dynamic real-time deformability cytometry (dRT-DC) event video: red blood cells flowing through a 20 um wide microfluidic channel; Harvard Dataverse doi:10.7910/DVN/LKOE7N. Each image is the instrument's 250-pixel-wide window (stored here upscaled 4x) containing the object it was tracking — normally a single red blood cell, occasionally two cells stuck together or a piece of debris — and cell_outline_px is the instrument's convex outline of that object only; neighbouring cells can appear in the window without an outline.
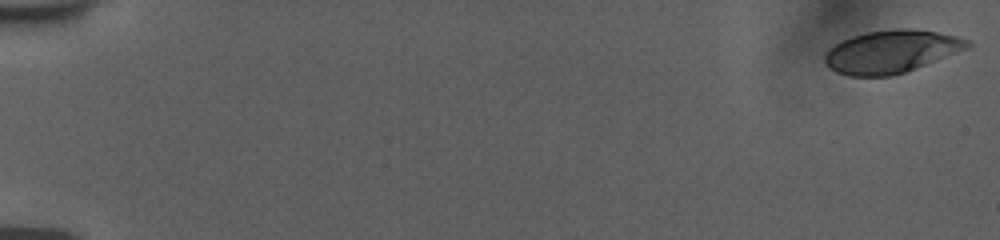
{"species": "human", "species_latin": "Homo sapiens", "temperature_condition": "room temperature", "stored_images_in_passage": 56, "camera_frame_rate_fps": 3000, "um_per_image_px": 0.085, "donor": {"sex": "female"}, "frame": {"image": 1, "passage_image": 1, "time_ms": 0.0, "image_size_px": [1000, 240], "cell_outline_px": [[972, 44], [968, 48], [916, 68], [892, 76], [848, 76], [836, 72], [828, 68], [824, 64], [824, 56], [828, 48], [840, 40], [852, 36], [868, 32], [892, 28], [908, 28], [936, 32], [956, 36], [968, 40]], "centroid_in_image_um": [75.7, 4.38], "position_along_channel_um": 9.3, "area_um2": 35.66}}
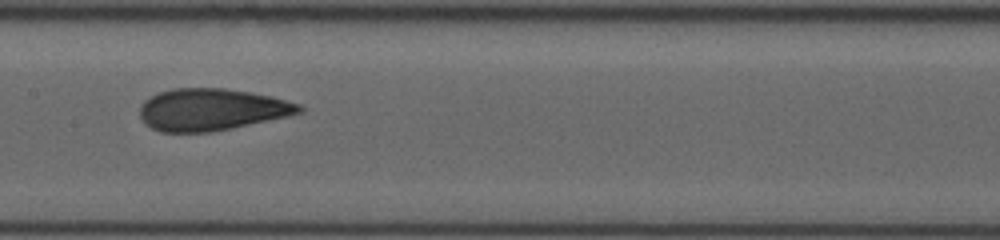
{"frame": {"image": 2, "passage_image": 30, "time_ms": 9.667, "image_size_px": [1000, 240], "cell_outline_px": [[304, 112], [288, 116], [232, 128], [212, 132], [160, 132], [144, 124], [140, 116], [140, 104], [144, 100], [160, 92], [172, 88], [224, 88], [272, 96], [300, 104], [304, 108]], "centroid_in_image_um": [17.98, 9.32], "position_along_channel_um": 189.4, "area_um2": 39.07}}
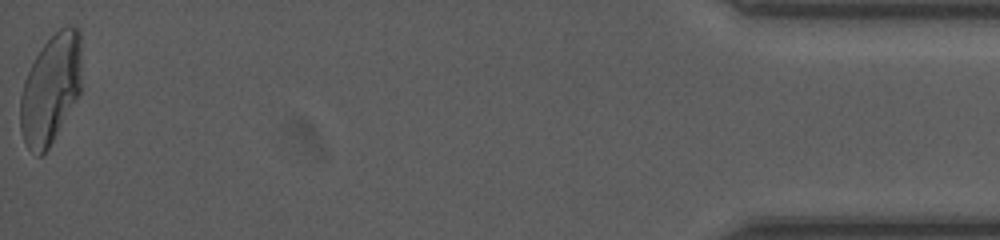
{"frame": {"image": 3, "passage_image": 56, "time_ms": 18.333, "image_size_px": [1000, 240], "cell_outline_px": [[80, 96], [48, 148], [40, 156], [36, 156], [24, 144], [20, 132], [20, 96], [24, 80], [36, 56], [44, 44], [60, 28], [72, 24], [80, 28]], "centroid_in_image_um": [4.3, 7.59], "position_along_channel_um": 430.9, "area_um2": 39.25}, "authors_computed_cell_mechanics": {"area_um2": 38.4948, "velocity_mm_per_s": 3.7528, "shape_relaxation_time_tau1_ms": 9.4703, "shape_relaxation_time_tau2_ms": 1.0046, "deformation_change_tau1": 0.2544, "deformation_change_tau2": 0.0788}}